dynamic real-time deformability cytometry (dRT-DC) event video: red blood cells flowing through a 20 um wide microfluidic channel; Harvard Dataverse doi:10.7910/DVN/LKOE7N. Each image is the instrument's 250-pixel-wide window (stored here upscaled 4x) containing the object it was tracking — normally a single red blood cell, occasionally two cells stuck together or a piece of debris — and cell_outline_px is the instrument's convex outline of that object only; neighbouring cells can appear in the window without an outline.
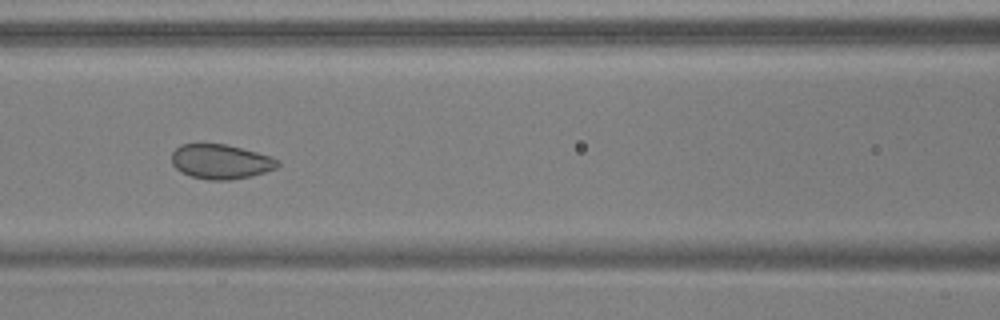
{"species": "common noctule bat (a hibernating species)", "species_latin": "Nyctalus noctula", "temperature_condition": "warm", "stored_images_in_passage": 42, "camera_frame_rate_fps": 3000, "um_per_image_px": 0.085, "animal": {"sex": "male", "body_mass_g": 17.9, "forearm_length_mm": 54.2}, "frame": {"image": 1, "passage_image": 12, "time_ms": 3.667, "image_size_px": [1000, 320], "cell_outline_px": [[280, 164], [276, 168], [252, 176], [228, 180], [208, 180], [192, 176], [180, 172], [172, 164], [172, 152], [180, 144], [224, 144], [256, 152], [268, 156], [276, 160]], "centroid_in_image_um": [18.72, 13.74], "position_along_channel_um": 147.9, "area_um2": 21.15}}
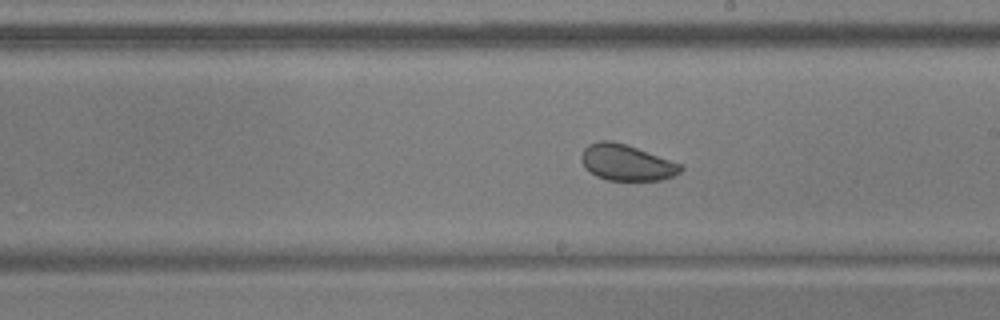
{"frame": {"image": 2, "passage_image": 19, "time_ms": 6.0, "image_size_px": [1000, 320], "cell_outline_px": [[684, 168], [680, 172], [672, 176], [660, 180], [608, 180], [596, 176], [584, 168], [580, 160], [580, 156], [584, 148], [588, 144], [600, 140], [612, 140], [684, 164]], "centroid_in_image_um": [53.23, 13.81], "position_along_channel_um": 235.8, "area_um2": 20.98}}
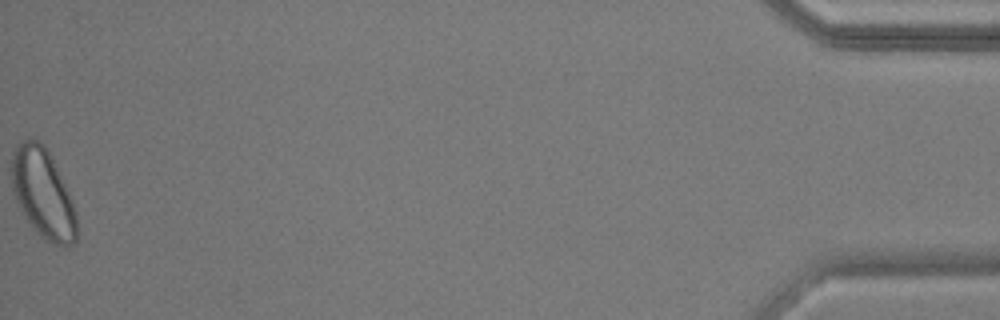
{"frame": {"image": 3, "passage_image": 42, "time_ms": 13.667, "image_size_px": [1000, 320], "cell_outline_px": [[76, 240], [72, 244], [56, 244], [44, 240], [32, 228], [20, 208], [12, 192], [12, 152], [16, 144], [24, 140], [40, 140], [44, 144], [64, 184], [76, 212]], "centroid_in_image_um": [3.61, 16.44], "position_along_channel_um": 431.6, "area_um2": 33.29}, "authors_computed_cell_mechanics": {"area_um2": 22.542, "velocity_mm_per_s": 3.775, "shape_relaxation_time_tau1_ms": 2.629, "shape_relaxation_time_tau2_ms": 2.4704, "deformation_change_tau1": 0.0565, "deformation_change_tau2": 0.0486}}